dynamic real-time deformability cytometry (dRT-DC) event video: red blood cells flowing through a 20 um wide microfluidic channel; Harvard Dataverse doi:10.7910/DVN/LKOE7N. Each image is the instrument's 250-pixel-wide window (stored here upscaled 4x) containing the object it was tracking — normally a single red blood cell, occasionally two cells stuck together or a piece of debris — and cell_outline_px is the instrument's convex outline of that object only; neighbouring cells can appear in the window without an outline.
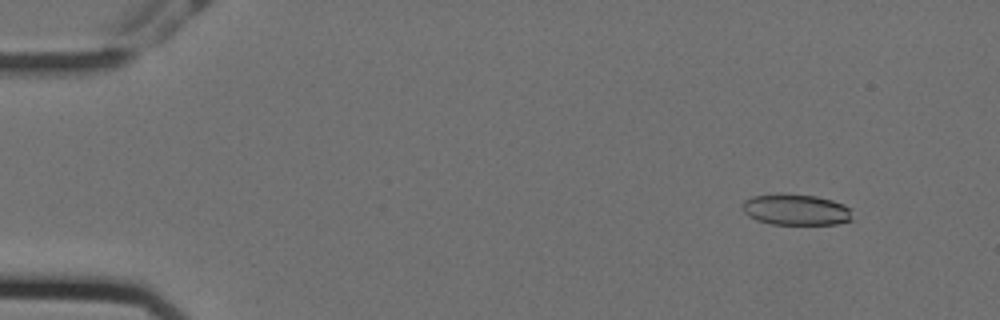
{"species": "Egyptian fruit bat (a non-hibernating species)", "species_latin": "Rousettus aegyptiacus", "temperature_condition": "cold", "stored_images_in_passage": 57, "camera_frame_rate_fps": 3000, "um_per_image_px": 0.085, "animal": {"sex": "female"}, "frame": {"image": 1, "passage_image": 6, "time_ms": 1.667, "image_size_px": [1000, 320], "cell_outline_px": [[852, 220], [836, 224], [772, 224], [756, 220], [748, 216], [744, 212], [744, 200], [752, 196], [780, 192], [816, 196], [832, 200], [844, 204], [852, 208]], "centroid_in_image_um": [67.68, 17.8], "position_along_channel_um": 17.3, "area_um2": 20.23}}
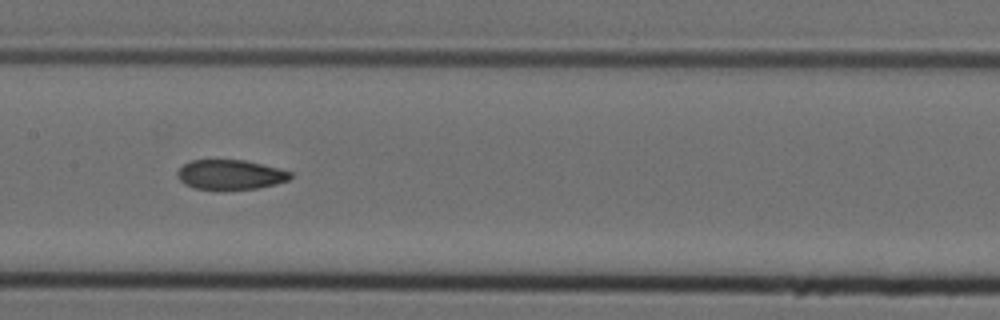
{"frame": {"image": 2, "passage_image": 29, "time_ms": 9.333, "image_size_px": [1000, 320], "cell_outline_px": [[292, 176], [288, 180], [276, 184], [256, 188], [192, 188], [184, 184], [176, 176], [176, 172], [184, 164], [192, 160], [244, 160], [292, 172]], "centroid_in_image_um": [19.55, 14.83], "position_along_channel_um": 187.9, "area_um2": 19.13}}
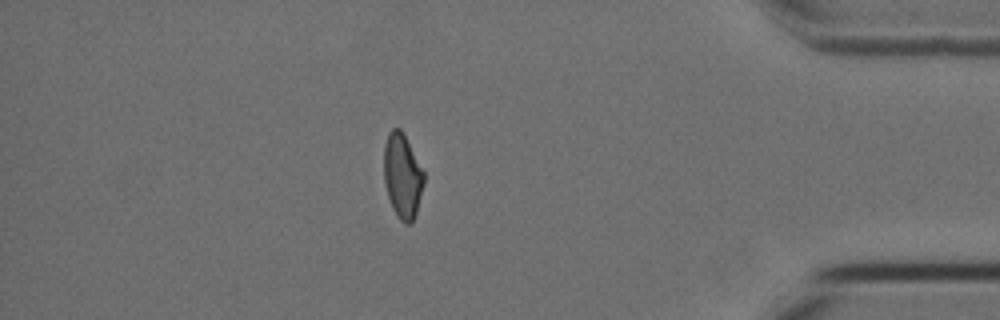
{"frame": {"image": 3, "passage_image": 50, "time_ms": 16.333, "image_size_px": [1000, 320], "cell_outline_px": [[424, 184], [416, 212], [412, 224], [404, 224], [396, 216], [392, 208], [388, 196], [384, 180], [384, 144], [388, 132], [392, 128], [400, 128], [424, 172]], "centroid_in_image_um": [34.19, 14.98], "position_along_channel_um": 401.0, "area_um2": 19.65}, "authors_computed_cell_mechanics": {"area_um2": 20.4034, "velocity_mm_per_s": 3.5728, "shape_relaxation_time_tau1_ms": null, "shape_relaxation_time_tau2_ms": 2.9913, "deformation_change_tau1": null, "deformation_change_tau2": 0.0892}}